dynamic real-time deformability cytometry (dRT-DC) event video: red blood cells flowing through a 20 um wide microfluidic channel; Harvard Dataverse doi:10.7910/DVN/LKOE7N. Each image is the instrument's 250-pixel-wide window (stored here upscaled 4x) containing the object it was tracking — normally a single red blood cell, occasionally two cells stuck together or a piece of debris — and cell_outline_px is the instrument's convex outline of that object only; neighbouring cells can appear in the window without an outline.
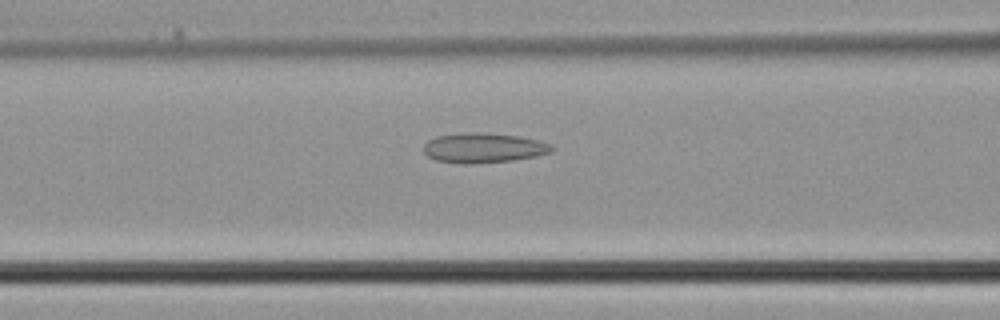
{"species": "common noctule bat (a hibernating species)", "species_latin": "Nyctalus noctula", "temperature_condition": "cold", "stored_images_in_passage": 25, "camera_frame_rate_fps": 3000, "um_per_image_px": 0.085, "animal": {"sex": "male", "body_mass_g": 21.5, "forearm_length_mm": 52.0}, "frame": {"image": 1, "passage_image": 9, "time_ms": 2.667, "image_size_px": [1000, 320], "cell_outline_px": [[556, 148], [552, 152], [536, 156], [512, 160], [468, 164], [464, 164], [436, 160], [428, 156], [424, 152], [424, 144], [428, 140], [436, 136], [472, 132], [480, 132], [516, 136], [536, 140], [552, 144]], "centroid_in_image_um": [41.11, 12.57], "position_along_channel_um": 125.5, "area_um2": 22.14}}
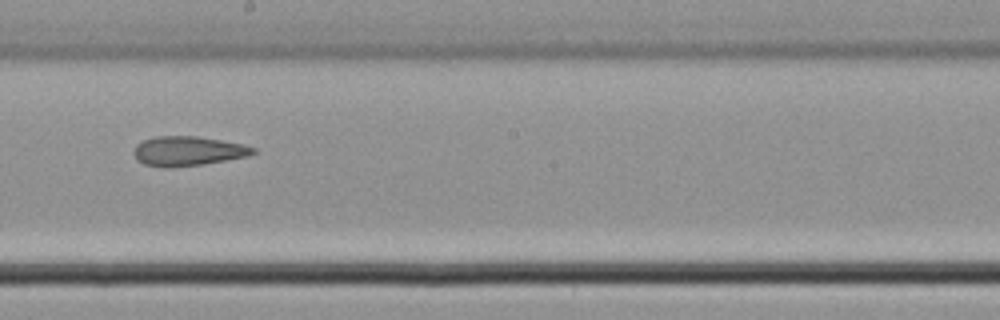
{"frame": {"image": 2, "passage_image": 15, "time_ms": 4.667, "image_size_px": [1000, 320], "cell_outline_px": [[256, 152], [248, 156], [200, 164], [172, 168], [164, 168], [144, 164], [136, 160], [136, 144], [144, 140], [156, 136], [196, 136], [244, 144], [256, 148]], "centroid_in_image_um": [15.98, 12.84], "position_along_channel_um": 232.2, "area_um2": 20.35}}
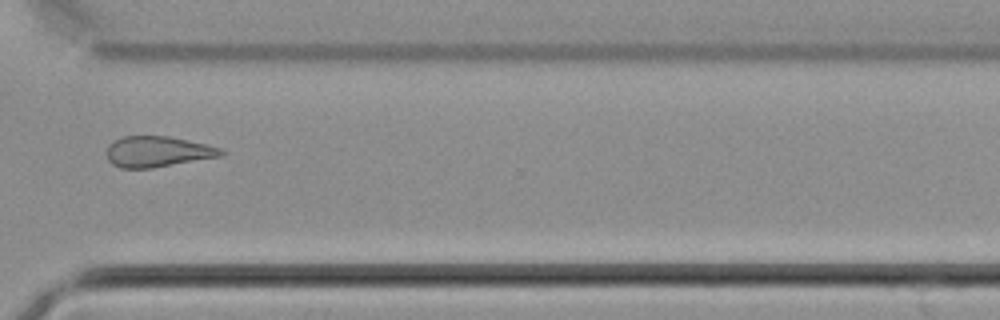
{"frame": {"image": 3, "passage_image": 22, "time_ms": 7.0, "image_size_px": [1000, 320], "cell_outline_px": [[224, 156], [152, 168], [120, 168], [112, 164], [108, 160], [108, 144], [120, 136], [168, 136], [188, 140], [220, 148], [224, 152]], "centroid_in_image_um": [13.39, 12.89], "position_along_channel_um": 357.2, "area_um2": 20.52}}